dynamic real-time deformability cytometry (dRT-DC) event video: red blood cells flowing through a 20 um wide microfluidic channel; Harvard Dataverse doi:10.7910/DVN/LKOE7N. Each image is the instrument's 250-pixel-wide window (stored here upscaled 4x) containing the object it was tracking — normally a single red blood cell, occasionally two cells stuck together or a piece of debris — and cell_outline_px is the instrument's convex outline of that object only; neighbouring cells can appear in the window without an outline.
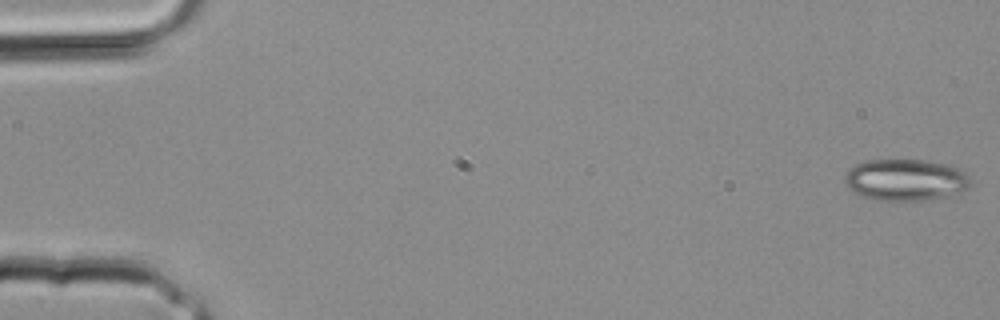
{"species": "common noctule bat (a hibernating species)", "species_latin": "Nyctalus noctula", "temperature_condition": "room temperature", "stored_images_in_passage": 33, "camera_frame_rate_fps": 3000, "um_per_image_px": 0.085, "animal": {"sex": "male", "body_mass_g": 20.4}, "frame": {"image": 1, "passage_image": 1, "time_ms": 0.0, "image_size_px": [1000, 320], "cell_outline_px": [[972, 184], [968, 188], [960, 192], [948, 196], [920, 200], [872, 200], [852, 192], [844, 184], [844, 172], [856, 164], [868, 160], [924, 160], [948, 164], [960, 168], [972, 180]], "centroid_in_image_um": [76.96, 15.29], "position_along_channel_um": 8.0, "area_um2": 30.87}}
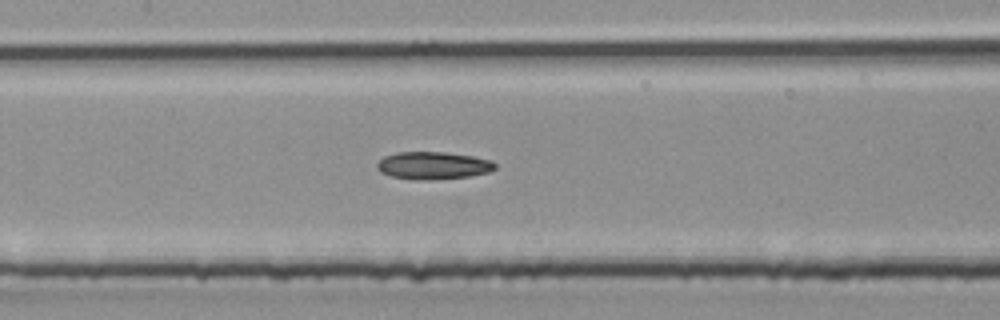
{"frame": {"image": 2, "passage_image": 16, "time_ms": 5.0, "image_size_px": [1000, 320], "cell_outline_px": [[496, 168], [488, 172], [468, 176], [428, 180], [424, 180], [392, 176], [380, 172], [376, 168], [376, 164], [384, 156], [396, 152], [444, 152], [472, 156], [492, 160], [496, 164]], "centroid_in_image_um": [36.81, 14.05], "position_along_channel_um": 170.6, "area_um2": 18.79}}
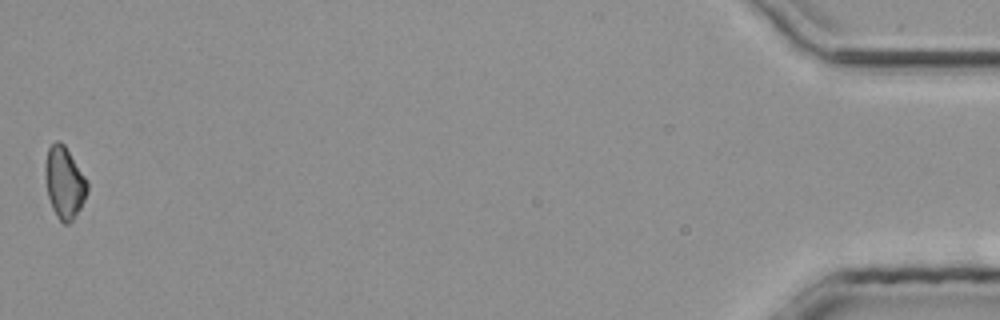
{"frame": {"image": 3, "passage_image": 33, "time_ms": 10.667, "image_size_px": [1000, 320], "cell_outline_px": [[88, 192], [80, 208], [72, 220], [68, 224], [64, 224], [56, 216], [52, 208], [48, 196], [44, 180], [44, 164], [48, 148], [56, 140], [60, 140], [64, 144], [88, 180]], "centroid_in_image_um": [5.46, 15.5], "position_along_channel_um": 429.7, "area_um2": 17.86}}